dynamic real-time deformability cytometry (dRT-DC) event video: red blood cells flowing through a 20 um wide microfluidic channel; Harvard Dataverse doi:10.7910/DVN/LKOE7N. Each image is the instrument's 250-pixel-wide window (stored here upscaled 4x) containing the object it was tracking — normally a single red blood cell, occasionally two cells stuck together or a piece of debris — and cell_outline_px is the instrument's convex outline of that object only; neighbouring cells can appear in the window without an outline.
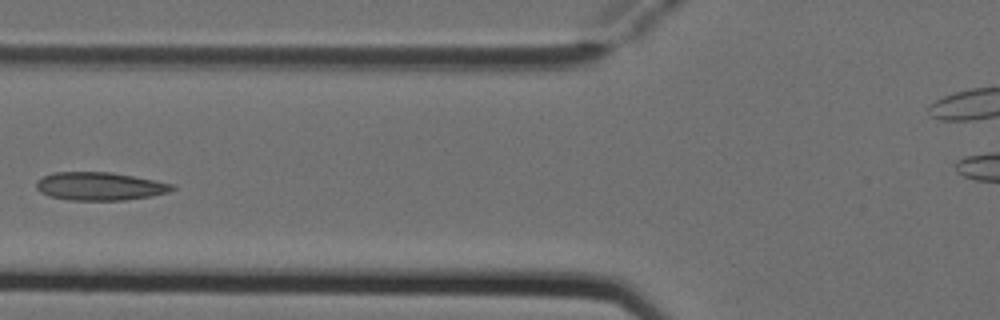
{"species": "Egyptian fruit bat (a non-hibernating species)", "species_latin": "Rousettus aegyptiacus", "temperature_condition": "cold", "stored_images_in_passage": 7, "camera_frame_rate_fps": 3000, "um_per_image_px": 0.085, "animal": {"sex": "female"}, "frame": {"image": 1, "passage_image": 6, "time_ms": 1.667, "image_size_px": [1000, 320], "cell_outline_px": [[176, 188], [168, 192], [152, 196], [124, 200], [68, 200], [48, 196], [40, 192], [36, 188], [36, 180], [52, 172], [112, 172], [176, 184]], "centroid_in_image_um": [8.48, 15.83], "position_along_channel_um": 117.3, "area_um2": 22.48}}
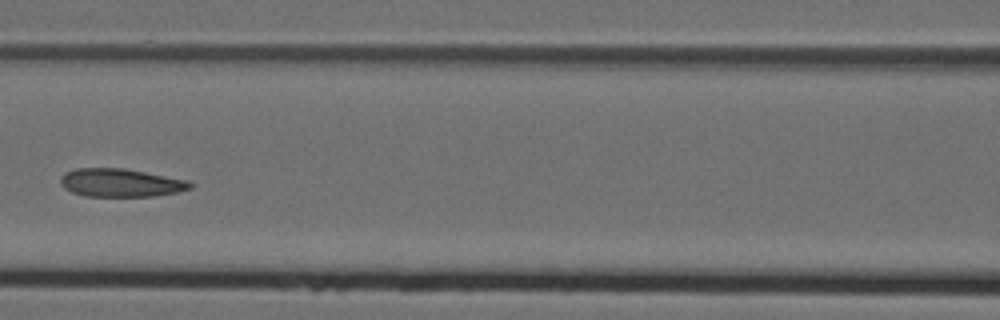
{"frame": {"image": 2, "passage_image": 7, "time_ms": 2.0, "image_size_px": [1000, 320], "cell_outline_px": [[192, 188], [176, 192], [152, 196], [84, 196], [72, 192], [64, 188], [60, 184], [60, 176], [64, 172], [76, 168], [124, 168], [188, 180], [192, 184]], "centroid_in_image_um": [10.21, 15.53], "position_along_channel_um": 156.4, "area_um2": 21.33}}